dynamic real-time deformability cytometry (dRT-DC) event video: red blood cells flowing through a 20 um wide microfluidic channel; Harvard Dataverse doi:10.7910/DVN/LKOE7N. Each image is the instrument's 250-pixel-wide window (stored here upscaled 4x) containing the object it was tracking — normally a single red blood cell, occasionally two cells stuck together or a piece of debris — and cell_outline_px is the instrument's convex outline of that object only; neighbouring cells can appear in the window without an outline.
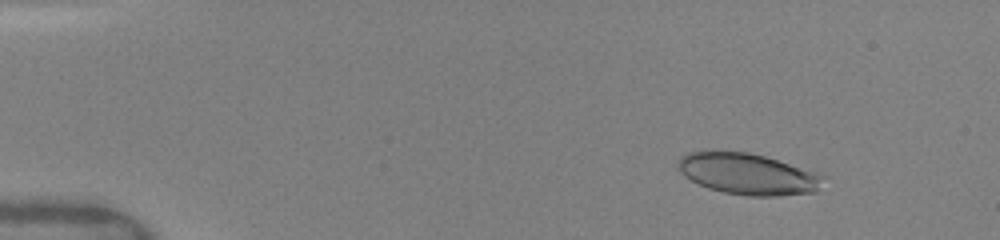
{"species": "human", "species_latin": "Homo sapiens", "temperature_condition": "warm", "stored_images_in_passage": 7, "camera_frame_rate_fps": 3000, "um_per_image_px": 0.085, "donor": {"sex": "female"}, "frame": {"image": 1, "passage_image": 3, "time_ms": 1.333, "image_size_px": [1000, 240], "cell_outline_px": [[824, 176], [816, 192], [780, 196], [748, 196], [724, 192], [708, 188], [684, 176], [676, 168], [676, 164], [680, 156], [688, 152], [748, 152], [764, 156]], "centroid_in_image_um": [63.5, 14.8], "position_along_channel_um": 21.5, "area_um2": 34.33}}